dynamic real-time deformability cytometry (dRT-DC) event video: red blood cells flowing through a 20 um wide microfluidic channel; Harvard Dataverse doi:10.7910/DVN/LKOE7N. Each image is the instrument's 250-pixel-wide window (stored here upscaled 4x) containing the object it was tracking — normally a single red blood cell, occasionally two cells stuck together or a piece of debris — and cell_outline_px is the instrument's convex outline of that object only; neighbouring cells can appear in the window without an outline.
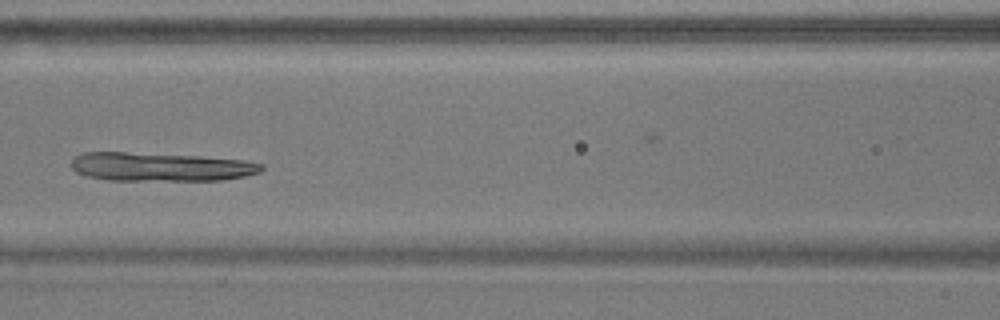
{"species": "common noctule bat (a hibernating species)", "species_latin": "Nyctalus noctula", "temperature_condition": "warm", "stored_images_in_passage": 51, "camera_frame_rate_fps": 3000, "um_per_image_px": 0.085, "animal": {"sex": "male", "body_mass_g": 17.9}, "frame": {"image": 1, "passage_image": 22, "time_ms": 7.0, "image_size_px": [1000, 320], "cell_outline_px": [[264, 168], [260, 172], [244, 176], [220, 180], [108, 180], [88, 176], [76, 172], [72, 168], [72, 160], [76, 156], [84, 152], [124, 152], [200, 156], [244, 160], [264, 164]], "centroid_in_image_um": [13.66, 14.18], "position_along_channel_um": 152.9, "area_um2": 31.67}}